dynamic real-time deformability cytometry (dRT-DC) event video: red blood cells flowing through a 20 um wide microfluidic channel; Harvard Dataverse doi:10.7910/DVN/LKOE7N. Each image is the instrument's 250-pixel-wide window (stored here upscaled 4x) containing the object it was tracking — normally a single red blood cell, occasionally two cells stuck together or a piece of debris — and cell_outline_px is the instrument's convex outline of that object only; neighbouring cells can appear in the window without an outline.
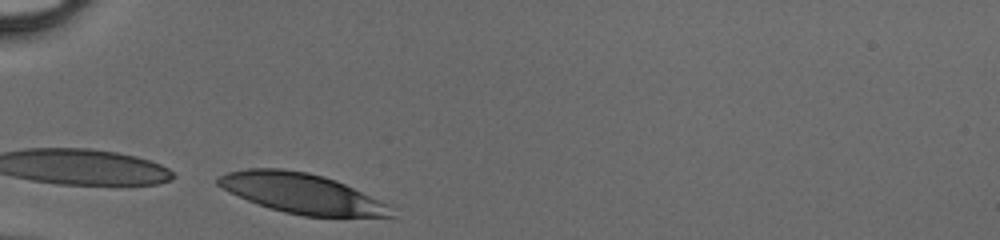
{"species": "human", "species_latin": "Homo sapiens", "temperature_condition": "cold", "stored_images_in_passage": 11, "camera_frame_rate_fps": 3000, "um_per_image_px": 0.085, "donor": {"sex": "male"}, "frame": {"image": 1, "passage_image": 1, "time_ms": 0.0, "image_size_px": [1000, 240], "cell_outline_px": [[396, 216], [304, 216], [284, 212], [248, 200], [228, 192], [216, 184], [216, 180], [220, 176], [228, 172], [248, 168], [280, 168], [308, 172], [324, 176], [336, 180], [388, 204]], "centroid_in_image_um": [25.62, 16.42], "position_along_channel_um": 59.4, "area_um2": 39.88}}
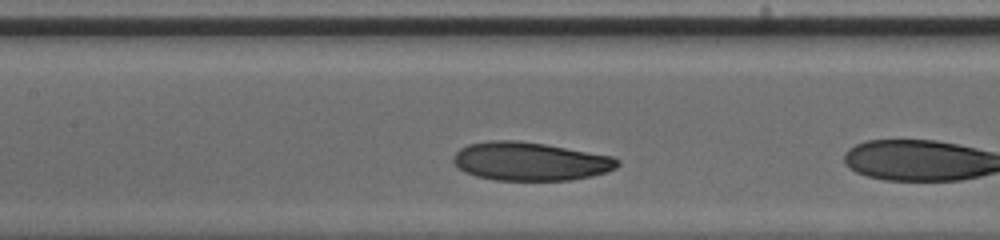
{"frame": {"image": 2, "passage_image": 7, "time_ms": 2.0, "image_size_px": [1000, 240], "cell_outline_px": [[620, 164], [616, 168], [608, 172], [592, 176], [572, 180], [496, 180], [476, 176], [464, 172], [452, 160], [452, 156], [460, 148], [468, 144], [488, 140], [516, 140], [544, 144], [612, 156], [620, 160]], "centroid_in_image_um": [45.07, 13.72], "position_along_channel_um": 162.3, "area_um2": 36.88}}
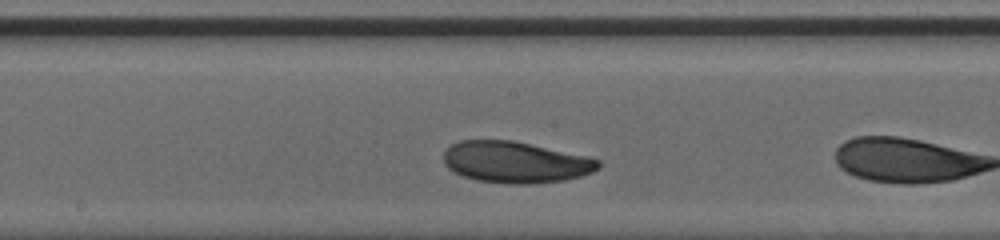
{"frame": {"image": 3, "passage_image": 10, "time_ms": 3.0, "image_size_px": [1000, 240], "cell_outline_px": [[600, 168], [592, 172], [580, 176], [564, 180], [528, 184], [516, 184], [476, 180], [464, 176], [448, 168], [444, 164], [444, 152], [452, 144], [460, 140], [512, 140], [588, 156], [600, 160]], "centroid_in_image_um": [43.83, 13.78], "position_along_channel_um": 204.4, "area_um2": 37.17}}